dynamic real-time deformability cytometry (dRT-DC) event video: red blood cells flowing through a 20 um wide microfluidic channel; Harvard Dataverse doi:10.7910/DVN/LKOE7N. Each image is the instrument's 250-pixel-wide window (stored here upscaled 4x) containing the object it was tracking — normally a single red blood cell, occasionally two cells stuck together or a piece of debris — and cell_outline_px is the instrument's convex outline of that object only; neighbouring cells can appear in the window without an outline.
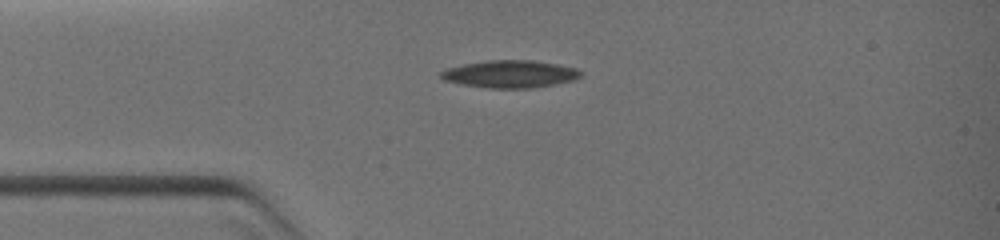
{"species": "common noctule bat (a hibernating species)", "species_latin": "Nyctalus noctula", "temperature_condition": "warm", "stored_images_in_passage": 8, "camera_frame_rate_fps": 3000, "um_per_image_px": 0.085, "animal": {"sex": "female", "body_mass_g": 19.0, "forearm_length_mm": 51.5}, "frame": {"image": 1, "passage_image": 7, "time_ms": 2.667, "image_size_px": [1000, 240], "cell_outline_px": [[580, 76], [576, 80], [556, 84], [532, 88], [484, 88], [460, 84], [444, 80], [440, 76], [440, 72], [448, 68], [464, 64], [488, 60], [532, 60], [556, 64], [576, 68], [580, 72]], "centroid_in_image_um": [43.35, 6.3], "position_along_channel_um": 41.7, "area_um2": 22.37}}